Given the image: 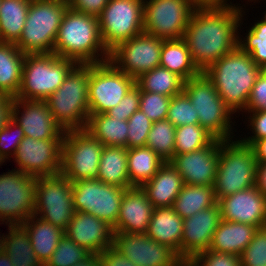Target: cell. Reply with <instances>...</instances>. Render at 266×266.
Instances as JSON below:
<instances>
[{"label":"cell","mask_w":266,"mask_h":266,"mask_svg":"<svg viewBox=\"0 0 266 266\" xmlns=\"http://www.w3.org/2000/svg\"><path fill=\"white\" fill-rule=\"evenodd\" d=\"M241 18V7L236 5L194 9L183 39L201 72L238 47Z\"/></svg>","instance_id":"obj_1"},{"label":"cell","mask_w":266,"mask_h":266,"mask_svg":"<svg viewBox=\"0 0 266 266\" xmlns=\"http://www.w3.org/2000/svg\"><path fill=\"white\" fill-rule=\"evenodd\" d=\"M203 73L213 83L236 119L247 107L252 87L261 73V67L255 64L249 53L237 47L209 65Z\"/></svg>","instance_id":"obj_2"},{"label":"cell","mask_w":266,"mask_h":266,"mask_svg":"<svg viewBox=\"0 0 266 266\" xmlns=\"http://www.w3.org/2000/svg\"><path fill=\"white\" fill-rule=\"evenodd\" d=\"M53 53L76 64H97L109 60L99 30L98 16L68 8L58 29Z\"/></svg>","instance_id":"obj_3"},{"label":"cell","mask_w":266,"mask_h":266,"mask_svg":"<svg viewBox=\"0 0 266 266\" xmlns=\"http://www.w3.org/2000/svg\"><path fill=\"white\" fill-rule=\"evenodd\" d=\"M89 64H76L61 86L46 98L56 123L64 130H83L89 118Z\"/></svg>","instance_id":"obj_4"},{"label":"cell","mask_w":266,"mask_h":266,"mask_svg":"<svg viewBox=\"0 0 266 266\" xmlns=\"http://www.w3.org/2000/svg\"><path fill=\"white\" fill-rule=\"evenodd\" d=\"M183 92L198 114L199 125L215 139L231 140L237 137L238 133H234L238 130L235 128V123L238 124L239 121L235 122L233 112L226 106L213 83L203 72L186 80Z\"/></svg>","instance_id":"obj_5"},{"label":"cell","mask_w":266,"mask_h":266,"mask_svg":"<svg viewBox=\"0 0 266 266\" xmlns=\"http://www.w3.org/2000/svg\"><path fill=\"white\" fill-rule=\"evenodd\" d=\"M68 8L67 0H31L26 23L15 45L24 54L53 53L58 29Z\"/></svg>","instance_id":"obj_6"},{"label":"cell","mask_w":266,"mask_h":266,"mask_svg":"<svg viewBox=\"0 0 266 266\" xmlns=\"http://www.w3.org/2000/svg\"><path fill=\"white\" fill-rule=\"evenodd\" d=\"M256 168L257 160L251 146L238 138L223 140L213 185L217 202L233 193L254 187Z\"/></svg>","instance_id":"obj_7"},{"label":"cell","mask_w":266,"mask_h":266,"mask_svg":"<svg viewBox=\"0 0 266 266\" xmlns=\"http://www.w3.org/2000/svg\"><path fill=\"white\" fill-rule=\"evenodd\" d=\"M75 65L74 61L54 53L26 54L19 92L14 98L46 100L61 86Z\"/></svg>","instance_id":"obj_8"},{"label":"cell","mask_w":266,"mask_h":266,"mask_svg":"<svg viewBox=\"0 0 266 266\" xmlns=\"http://www.w3.org/2000/svg\"><path fill=\"white\" fill-rule=\"evenodd\" d=\"M144 0H109L98 16L101 40L110 52L120 43L140 35Z\"/></svg>","instance_id":"obj_9"},{"label":"cell","mask_w":266,"mask_h":266,"mask_svg":"<svg viewBox=\"0 0 266 266\" xmlns=\"http://www.w3.org/2000/svg\"><path fill=\"white\" fill-rule=\"evenodd\" d=\"M103 147L85 129L65 131L61 173L70 182L97 178Z\"/></svg>","instance_id":"obj_10"},{"label":"cell","mask_w":266,"mask_h":266,"mask_svg":"<svg viewBox=\"0 0 266 266\" xmlns=\"http://www.w3.org/2000/svg\"><path fill=\"white\" fill-rule=\"evenodd\" d=\"M74 213L72 182L62 173L36 177L34 215L65 231Z\"/></svg>","instance_id":"obj_11"},{"label":"cell","mask_w":266,"mask_h":266,"mask_svg":"<svg viewBox=\"0 0 266 266\" xmlns=\"http://www.w3.org/2000/svg\"><path fill=\"white\" fill-rule=\"evenodd\" d=\"M36 177L12 168L0 174V225L22 224L35 211Z\"/></svg>","instance_id":"obj_12"},{"label":"cell","mask_w":266,"mask_h":266,"mask_svg":"<svg viewBox=\"0 0 266 266\" xmlns=\"http://www.w3.org/2000/svg\"><path fill=\"white\" fill-rule=\"evenodd\" d=\"M134 85L135 79L118 70L109 60L89 64V115L114 108Z\"/></svg>","instance_id":"obj_13"},{"label":"cell","mask_w":266,"mask_h":266,"mask_svg":"<svg viewBox=\"0 0 266 266\" xmlns=\"http://www.w3.org/2000/svg\"><path fill=\"white\" fill-rule=\"evenodd\" d=\"M126 190L123 187L103 183L97 178L72 182L74 210L92 214L109 223L114 229Z\"/></svg>","instance_id":"obj_14"},{"label":"cell","mask_w":266,"mask_h":266,"mask_svg":"<svg viewBox=\"0 0 266 266\" xmlns=\"http://www.w3.org/2000/svg\"><path fill=\"white\" fill-rule=\"evenodd\" d=\"M195 8L191 0H144V32L164 40L181 39Z\"/></svg>","instance_id":"obj_15"},{"label":"cell","mask_w":266,"mask_h":266,"mask_svg":"<svg viewBox=\"0 0 266 266\" xmlns=\"http://www.w3.org/2000/svg\"><path fill=\"white\" fill-rule=\"evenodd\" d=\"M164 39L145 32L120 43L109 52V61L133 79L160 66Z\"/></svg>","instance_id":"obj_16"},{"label":"cell","mask_w":266,"mask_h":266,"mask_svg":"<svg viewBox=\"0 0 266 266\" xmlns=\"http://www.w3.org/2000/svg\"><path fill=\"white\" fill-rule=\"evenodd\" d=\"M63 139L24 137L13 155L15 170L35 177L52 176L62 170Z\"/></svg>","instance_id":"obj_17"},{"label":"cell","mask_w":266,"mask_h":266,"mask_svg":"<svg viewBox=\"0 0 266 266\" xmlns=\"http://www.w3.org/2000/svg\"><path fill=\"white\" fill-rule=\"evenodd\" d=\"M113 247L137 266H186L174 250L146 233L114 232Z\"/></svg>","instance_id":"obj_18"},{"label":"cell","mask_w":266,"mask_h":266,"mask_svg":"<svg viewBox=\"0 0 266 266\" xmlns=\"http://www.w3.org/2000/svg\"><path fill=\"white\" fill-rule=\"evenodd\" d=\"M222 141L214 139L204 148L190 153L175 154L169 160L181 175L184 184L214 185Z\"/></svg>","instance_id":"obj_19"},{"label":"cell","mask_w":266,"mask_h":266,"mask_svg":"<svg viewBox=\"0 0 266 266\" xmlns=\"http://www.w3.org/2000/svg\"><path fill=\"white\" fill-rule=\"evenodd\" d=\"M12 119L23 129L26 137L34 139H63L65 131L56 123L45 100L14 98Z\"/></svg>","instance_id":"obj_20"},{"label":"cell","mask_w":266,"mask_h":266,"mask_svg":"<svg viewBox=\"0 0 266 266\" xmlns=\"http://www.w3.org/2000/svg\"><path fill=\"white\" fill-rule=\"evenodd\" d=\"M221 220L218 202L183 219L181 260L187 264L196 255L209 249L213 234Z\"/></svg>","instance_id":"obj_21"},{"label":"cell","mask_w":266,"mask_h":266,"mask_svg":"<svg viewBox=\"0 0 266 266\" xmlns=\"http://www.w3.org/2000/svg\"><path fill=\"white\" fill-rule=\"evenodd\" d=\"M218 204L222 220L266 226V197L256 186L221 198Z\"/></svg>","instance_id":"obj_22"},{"label":"cell","mask_w":266,"mask_h":266,"mask_svg":"<svg viewBox=\"0 0 266 266\" xmlns=\"http://www.w3.org/2000/svg\"><path fill=\"white\" fill-rule=\"evenodd\" d=\"M64 234L91 255H100L113 246V227L92 214L75 211Z\"/></svg>","instance_id":"obj_23"},{"label":"cell","mask_w":266,"mask_h":266,"mask_svg":"<svg viewBox=\"0 0 266 266\" xmlns=\"http://www.w3.org/2000/svg\"><path fill=\"white\" fill-rule=\"evenodd\" d=\"M153 209L152 203L141 187L127 188L121 200L114 232L146 233Z\"/></svg>","instance_id":"obj_24"},{"label":"cell","mask_w":266,"mask_h":266,"mask_svg":"<svg viewBox=\"0 0 266 266\" xmlns=\"http://www.w3.org/2000/svg\"><path fill=\"white\" fill-rule=\"evenodd\" d=\"M183 219L172 206L154 208L147 228V236L174 250L181 259Z\"/></svg>","instance_id":"obj_25"},{"label":"cell","mask_w":266,"mask_h":266,"mask_svg":"<svg viewBox=\"0 0 266 266\" xmlns=\"http://www.w3.org/2000/svg\"><path fill=\"white\" fill-rule=\"evenodd\" d=\"M183 184L179 172L167 161L141 188L146 192L153 208H159L172 206Z\"/></svg>","instance_id":"obj_26"},{"label":"cell","mask_w":266,"mask_h":266,"mask_svg":"<svg viewBox=\"0 0 266 266\" xmlns=\"http://www.w3.org/2000/svg\"><path fill=\"white\" fill-rule=\"evenodd\" d=\"M257 230L256 226L221 219L213 234L209 250L240 256Z\"/></svg>","instance_id":"obj_27"},{"label":"cell","mask_w":266,"mask_h":266,"mask_svg":"<svg viewBox=\"0 0 266 266\" xmlns=\"http://www.w3.org/2000/svg\"><path fill=\"white\" fill-rule=\"evenodd\" d=\"M28 233L31 247L43 266L50 260L64 231L42 218L32 215L21 224Z\"/></svg>","instance_id":"obj_28"},{"label":"cell","mask_w":266,"mask_h":266,"mask_svg":"<svg viewBox=\"0 0 266 266\" xmlns=\"http://www.w3.org/2000/svg\"><path fill=\"white\" fill-rule=\"evenodd\" d=\"M127 156L128 149L126 147L104 146L98 166L97 179L114 186L131 188Z\"/></svg>","instance_id":"obj_29"},{"label":"cell","mask_w":266,"mask_h":266,"mask_svg":"<svg viewBox=\"0 0 266 266\" xmlns=\"http://www.w3.org/2000/svg\"><path fill=\"white\" fill-rule=\"evenodd\" d=\"M25 56L15 43L0 41V90L8 96L19 92Z\"/></svg>","instance_id":"obj_30"},{"label":"cell","mask_w":266,"mask_h":266,"mask_svg":"<svg viewBox=\"0 0 266 266\" xmlns=\"http://www.w3.org/2000/svg\"><path fill=\"white\" fill-rule=\"evenodd\" d=\"M1 234L2 250L14 266H43L31 247L27 230L21 224L7 225Z\"/></svg>","instance_id":"obj_31"},{"label":"cell","mask_w":266,"mask_h":266,"mask_svg":"<svg viewBox=\"0 0 266 266\" xmlns=\"http://www.w3.org/2000/svg\"><path fill=\"white\" fill-rule=\"evenodd\" d=\"M160 66L176 73L185 81L201 73L194 64L188 46L183 38L163 41Z\"/></svg>","instance_id":"obj_32"},{"label":"cell","mask_w":266,"mask_h":266,"mask_svg":"<svg viewBox=\"0 0 266 266\" xmlns=\"http://www.w3.org/2000/svg\"><path fill=\"white\" fill-rule=\"evenodd\" d=\"M85 130L104 146L126 147L128 121L112 118L106 113L91 114Z\"/></svg>","instance_id":"obj_33"},{"label":"cell","mask_w":266,"mask_h":266,"mask_svg":"<svg viewBox=\"0 0 266 266\" xmlns=\"http://www.w3.org/2000/svg\"><path fill=\"white\" fill-rule=\"evenodd\" d=\"M165 162L148 146L129 148L127 165L130 185L141 187L153 178Z\"/></svg>","instance_id":"obj_34"},{"label":"cell","mask_w":266,"mask_h":266,"mask_svg":"<svg viewBox=\"0 0 266 266\" xmlns=\"http://www.w3.org/2000/svg\"><path fill=\"white\" fill-rule=\"evenodd\" d=\"M217 203L213 186L183 184L180 193L173 202L174 211L182 218L214 206Z\"/></svg>","instance_id":"obj_35"},{"label":"cell","mask_w":266,"mask_h":266,"mask_svg":"<svg viewBox=\"0 0 266 266\" xmlns=\"http://www.w3.org/2000/svg\"><path fill=\"white\" fill-rule=\"evenodd\" d=\"M31 0H0V41L16 43L21 37Z\"/></svg>","instance_id":"obj_36"},{"label":"cell","mask_w":266,"mask_h":266,"mask_svg":"<svg viewBox=\"0 0 266 266\" xmlns=\"http://www.w3.org/2000/svg\"><path fill=\"white\" fill-rule=\"evenodd\" d=\"M248 10L246 4L241 5L242 18L238 26V28H240L238 29V47L243 52L249 53L251 59L258 67H262L266 64V23L258 18L252 23L253 25L251 24L249 27L246 26L245 28L248 29L246 30V33H243L241 29H244V27L242 28L241 26L244 25L243 20H247L245 19V15L249 12Z\"/></svg>","instance_id":"obj_37"},{"label":"cell","mask_w":266,"mask_h":266,"mask_svg":"<svg viewBox=\"0 0 266 266\" xmlns=\"http://www.w3.org/2000/svg\"><path fill=\"white\" fill-rule=\"evenodd\" d=\"M185 80L165 67L156 68L135 79V85L140 91L159 93L173 97L183 92Z\"/></svg>","instance_id":"obj_38"},{"label":"cell","mask_w":266,"mask_h":266,"mask_svg":"<svg viewBox=\"0 0 266 266\" xmlns=\"http://www.w3.org/2000/svg\"><path fill=\"white\" fill-rule=\"evenodd\" d=\"M175 131L176 127L167 119L153 122L146 146L169 161L175 155Z\"/></svg>","instance_id":"obj_39"},{"label":"cell","mask_w":266,"mask_h":266,"mask_svg":"<svg viewBox=\"0 0 266 266\" xmlns=\"http://www.w3.org/2000/svg\"><path fill=\"white\" fill-rule=\"evenodd\" d=\"M215 138L199 124L176 127L175 154L190 153L208 146Z\"/></svg>","instance_id":"obj_40"},{"label":"cell","mask_w":266,"mask_h":266,"mask_svg":"<svg viewBox=\"0 0 266 266\" xmlns=\"http://www.w3.org/2000/svg\"><path fill=\"white\" fill-rule=\"evenodd\" d=\"M90 255L82 246L76 244L64 234L45 266H74Z\"/></svg>","instance_id":"obj_41"},{"label":"cell","mask_w":266,"mask_h":266,"mask_svg":"<svg viewBox=\"0 0 266 266\" xmlns=\"http://www.w3.org/2000/svg\"><path fill=\"white\" fill-rule=\"evenodd\" d=\"M166 119L175 127L199 124L198 114L184 92L171 97Z\"/></svg>","instance_id":"obj_42"},{"label":"cell","mask_w":266,"mask_h":266,"mask_svg":"<svg viewBox=\"0 0 266 266\" xmlns=\"http://www.w3.org/2000/svg\"><path fill=\"white\" fill-rule=\"evenodd\" d=\"M128 134L126 148H137L146 146L147 136L151 130V121L140 109L127 120Z\"/></svg>","instance_id":"obj_43"},{"label":"cell","mask_w":266,"mask_h":266,"mask_svg":"<svg viewBox=\"0 0 266 266\" xmlns=\"http://www.w3.org/2000/svg\"><path fill=\"white\" fill-rule=\"evenodd\" d=\"M171 97L159 93L140 91L139 109L153 122L167 117Z\"/></svg>","instance_id":"obj_44"},{"label":"cell","mask_w":266,"mask_h":266,"mask_svg":"<svg viewBox=\"0 0 266 266\" xmlns=\"http://www.w3.org/2000/svg\"><path fill=\"white\" fill-rule=\"evenodd\" d=\"M241 266H266V226L258 228L249 245L240 254Z\"/></svg>","instance_id":"obj_45"},{"label":"cell","mask_w":266,"mask_h":266,"mask_svg":"<svg viewBox=\"0 0 266 266\" xmlns=\"http://www.w3.org/2000/svg\"><path fill=\"white\" fill-rule=\"evenodd\" d=\"M24 137L23 129L13 119L0 130V161L2 164L13 158L16 148Z\"/></svg>","instance_id":"obj_46"},{"label":"cell","mask_w":266,"mask_h":266,"mask_svg":"<svg viewBox=\"0 0 266 266\" xmlns=\"http://www.w3.org/2000/svg\"><path fill=\"white\" fill-rule=\"evenodd\" d=\"M247 115H245V114ZM248 113V114H247ZM245 115L244 124L250 131L237 138L244 144L251 146L256 140L266 138V111H244L242 117ZM247 117V118H246ZM250 133V134H249ZM252 134V135H251Z\"/></svg>","instance_id":"obj_47"},{"label":"cell","mask_w":266,"mask_h":266,"mask_svg":"<svg viewBox=\"0 0 266 266\" xmlns=\"http://www.w3.org/2000/svg\"><path fill=\"white\" fill-rule=\"evenodd\" d=\"M186 266H241L240 256L206 250L196 255Z\"/></svg>","instance_id":"obj_48"},{"label":"cell","mask_w":266,"mask_h":266,"mask_svg":"<svg viewBox=\"0 0 266 266\" xmlns=\"http://www.w3.org/2000/svg\"><path fill=\"white\" fill-rule=\"evenodd\" d=\"M140 105V90L134 85L129 92L123 97L120 103L106 112L112 118H119L127 121L137 110Z\"/></svg>","instance_id":"obj_49"},{"label":"cell","mask_w":266,"mask_h":266,"mask_svg":"<svg viewBox=\"0 0 266 266\" xmlns=\"http://www.w3.org/2000/svg\"><path fill=\"white\" fill-rule=\"evenodd\" d=\"M245 111H266V76L263 73L252 87Z\"/></svg>","instance_id":"obj_50"},{"label":"cell","mask_w":266,"mask_h":266,"mask_svg":"<svg viewBox=\"0 0 266 266\" xmlns=\"http://www.w3.org/2000/svg\"><path fill=\"white\" fill-rule=\"evenodd\" d=\"M69 8L76 12L99 16L109 0H67Z\"/></svg>","instance_id":"obj_51"},{"label":"cell","mask_w":266,"mask_h":266,"mask_svg":"<svg viewBox=\"0 0 266 266\" xmlns=\"http://www.w3.org/2000/svg\"><path fill=\"white\" fill-rule=\"evenodd\" d=\"M100 266H137L113 246L100 254Z\"/></svg>","instance_id":"obj_52"},{"label":"cell","mask_w":266,"mask_h":266,"mask_svg":"<svg viewBox=\"0 0 266 266\" xmlns=\"http://www.w3.org/2000/svg\"><path fill=\"white\" fill-rule=\"evenodd\" d=\"M14 97H9L1 106H0V130L4 128L9 121L12 119V108H13Z\"/></svg>","instance_id":"obj_53"},{"label":"cell","mask_w":266,"mask_h":266,"mask_svg":"<svg viewBox=\"0 0 266 266\" xmlns=\"http://www.w3.org/2000/svg\"><path fill=\"white\" fill-rule=\"evenodd\" d=\"M255 186L266 197V162L257 163Z\"/></svg>","instance_id":"obj_54"},{"label":"cell","mask_w":266,"mask_h":266,"mask_svg":"<svg viewBox=\"0 0 266 266\" xmlns=\"http://www.w3.org/2000/svg\"><path fill=\"white\" fill-rule=\"evenodd\" d=\"M251 147L257 163L266 162V138L256 140Z\"/></svg>","instance_id":"obj_55"},{"label":"cell","mask_w":266,"mask_h":266,"mask_svg":"<svg viewBox=\"0 0 266 266\" xmlns=\"http://www.w3.org/2000/svg\"><path fill=\"white\" fill-rule=\"evenodd\" d=\"M196 7H225L227 0H191Z\"/></svg>","instance_id":"obj_56"},{"label":"cell","mask_w":266,"mask_h":266,"mask_svg":"<svg viewBox=\"0 0 266 266\" xmlns=\"http://www.w3.org/2000/svg\"><path fill=\"white\" fill-rule=\"evenodd\" d=\"M74 266H100V255H90L84 261L77 263Z\"/></svg>","instance_id":"obj_57"},{"label":"cell","mask_w":266,"mask_h":266,"mask_svg":"<svg viewBox=\"0 0 266 266\" xmlns=\"http://www.w3.org/2000/svg\"><path fill=\"white\" fill-rule=\"evenodd\" d=\"M0 266H14L11 263V259L3 251L0 253Z\"/></svg>","instance_id":"obj_58"},{"label":"cell","mask_w":266,"mask_h":266,"mask_svg":"<svg viewBox=\"0 0 266 266\" xmlns=\"http://www.w3.org/2000/svg\"><path fill=\"white\" fill-rule=\"evenodd\" d=\"M232 1V0H231ZM230 0H227V6H230V5H236V6H238V7H241L240 5L245 1V0H243V1H241L242 3H234V1H232L231 2ZM263 1V0H262ZM252 3L253 2V4H252V6L254 5V3H255V5H256V3L257 4H259L260 3V0H246L245 1V3L247 4L246 6H249V3Z\"/></svg>","instance_id":"obj_59"},{"label":"cell","mask_w":266,"mask_h":266,"mask_svg":"<svg viewBox=\"0 0 266 266\" xmlns=\"http://www.w3.org/2000/svg\"><path fill=\"white\" fill-rule=\"evenodd\" d=\"M10 96H8L5 92H3L2 90H0V106L9 98Z\"/></svg>","instance_id":"obj_60"},{"label":"cell","mask_w":266,"mask_h":266,"mask_svg":"<svg viewBox=\"0 0 266 266\" xmlns=\"http://www.w3.org/2000/svg\"><path fill=\"white\" fill-rule=\"evenodd\" d=\"M263 14H264V16L259 15V17H261V19H260L261 21L266 23V10L263 12Z\"/></svg>","instance_id":"obj_61"},{"label":"cell","mask_w":266,"mask_h":266,"mask_svg":"<svg viewBox=\"0 0 266 266\" xmlns=\"http://www.w3.org/2000/svg\"><path fill=\"white\" fill-rule=\"evenodd\" d=\"M261 73H263L266 76V64L261 67Z\"/></svg>","instance_id":"obj_62"},{"label":"cell","mask_w":266,"mask_h":266,"mask_svg":"<svg viewBox=\"0 0 266 266\" xmlns=\"http://www.w3.org/2000/svg\"><path fill=\"white\" fill-rule=\"evenodd\" d=\"M1 234H2V233L0 232V253L3 251V250H2V237H1Z\"/></svg>","instance_id":"obj_63"}]
</instances>
